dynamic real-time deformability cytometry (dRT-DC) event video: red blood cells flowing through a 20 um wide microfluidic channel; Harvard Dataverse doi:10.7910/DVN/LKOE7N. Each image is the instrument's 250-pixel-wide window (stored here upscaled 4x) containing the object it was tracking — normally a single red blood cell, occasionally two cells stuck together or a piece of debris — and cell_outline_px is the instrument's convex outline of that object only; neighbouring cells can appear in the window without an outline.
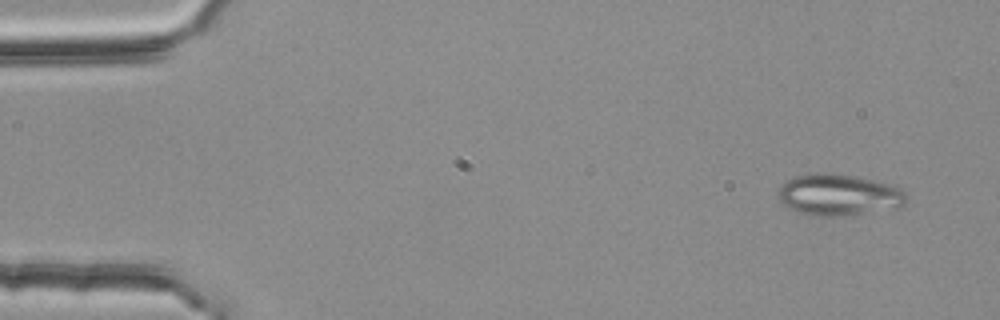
{"species": "common noctule bat (a hibernating species)", "species_latin": "Nyctalus noctula", "temperature_condition": "room temperature", "stored_images_in_passage": 5, "camera_frame_rate_fps": 3000, "um_per_image_px": 0.085, "animal": {"sex": "female", "body_mass_g": 25.1}, "frame": {"image": 1, "passage_image": 1, "time_ms": 0.0, "image_size_px": [1000, 320], "cell_outline_px": [[908, 200], [900, 208], [844, 216], [808, 216], [796, 212], [788, 208], [780, 200], [780, 188], [788, 180], [796, 176], [824, 172], [852, 176], [892, 184], [900, 188], [908, 196]], "centroid_in_image_um": [71.35, 16.59], "position_along_channel_um": 13.7, "area_um2": 31.04}}